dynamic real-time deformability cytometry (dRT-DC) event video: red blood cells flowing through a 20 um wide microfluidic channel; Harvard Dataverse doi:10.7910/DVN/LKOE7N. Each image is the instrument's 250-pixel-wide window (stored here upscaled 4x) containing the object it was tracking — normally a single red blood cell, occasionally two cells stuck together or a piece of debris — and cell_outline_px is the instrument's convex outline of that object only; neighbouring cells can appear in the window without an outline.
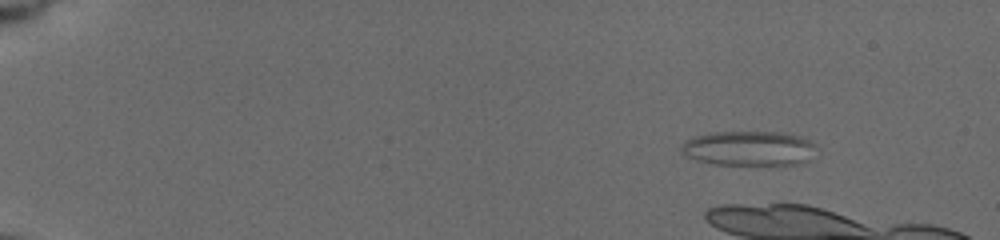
{"species": "common noctule bat (a hibernating species)", "species_latin": "Nyctalus noctula", "temperature_condition": "cold", "stored_images_in_passage": 12, "camera_frame_rate_fps": 3000, "um_per_image_px": 0.085, "animal": {"sex": "female", "body_mass_g": 19.5, "forearm_length_mm": 54.1}, "frame": {"image": 1, "passage_image": 7, "time_ms": 2.0, "image_size_px": [1000, 240], "cell_outline_px": [[812, 144], [804, 160], [796, 164], [716, 164], [696, 160], [688, 156], [680, 148], [688, 140], [696, 136], [716, 132], [776, 132], [796, 136], [808, 140]], "centroid_in_image_um": [63.54, 12.6], "position_along_channel_um": 21.5, "area_um2": 25.95}}